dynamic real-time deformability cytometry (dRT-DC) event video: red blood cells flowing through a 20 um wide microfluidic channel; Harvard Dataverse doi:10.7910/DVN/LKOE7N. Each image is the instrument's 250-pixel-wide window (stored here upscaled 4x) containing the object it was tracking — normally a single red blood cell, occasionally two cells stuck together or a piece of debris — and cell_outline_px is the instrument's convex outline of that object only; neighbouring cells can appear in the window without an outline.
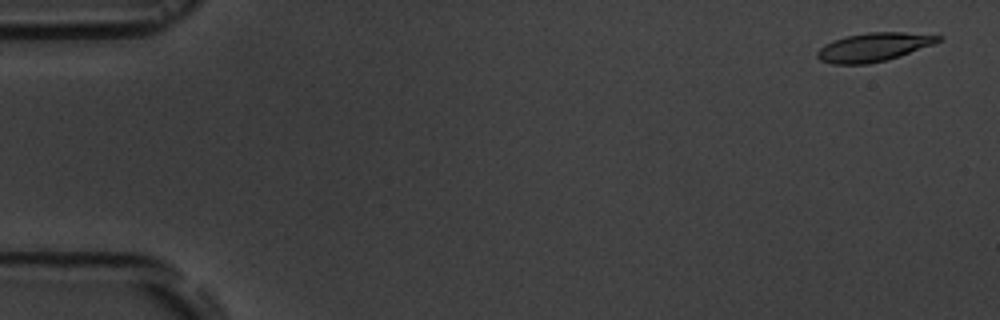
{"species": "common noctule bat (a hibernating species)", "species_latin": "Nyctalus noctula", "temperature_condition": "room temperature", "stored_images_in_passage": 6, "camera_frame_rate_fps": 3000, "um_per_image_px": 0.085, "animal": {"sex": "male", "body_mass_g": 19.5, "forearm_length_mm": 54.6}, "frame": {"image": 1, "passage_image": 1, "time_ms": 0.0, "image_size_px": [1000, 320], "cell_outline_px": [[944, 36], [940, 40], [932, 44], [884, 60], [868, 64], [832, 64], [820, 60], [816, 56], [816, 52], [824, 44], [832, 40], [848, 36], [868, 32], [904, 32]], "centroid_in_image_um": [74.18, 4.0], "position_along_channel_um": 10.8, "area_um2": 19.77}}
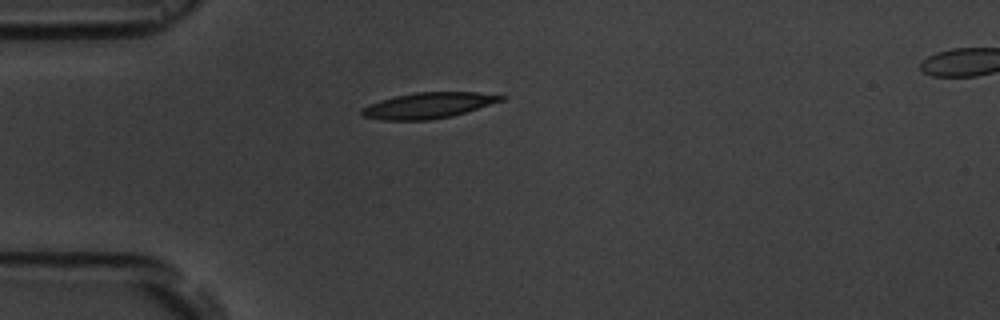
{"frame": {"image": 2, "passage_image": 5, "time_ms": 4.333, "image_size_px": [1000, 320], "cell_outline_px": [[508, 96], [504, 100], [452, 116], [428, 120], [380, 120], [360, 116], [360, 108], [368, 104], [380, 100], [396, 96], [416, 92], [476, 92]], "centroid_in_image_um": [36.35, 8.96], "position_along_channel_um": 48.6, "area_um2": 21.04}}